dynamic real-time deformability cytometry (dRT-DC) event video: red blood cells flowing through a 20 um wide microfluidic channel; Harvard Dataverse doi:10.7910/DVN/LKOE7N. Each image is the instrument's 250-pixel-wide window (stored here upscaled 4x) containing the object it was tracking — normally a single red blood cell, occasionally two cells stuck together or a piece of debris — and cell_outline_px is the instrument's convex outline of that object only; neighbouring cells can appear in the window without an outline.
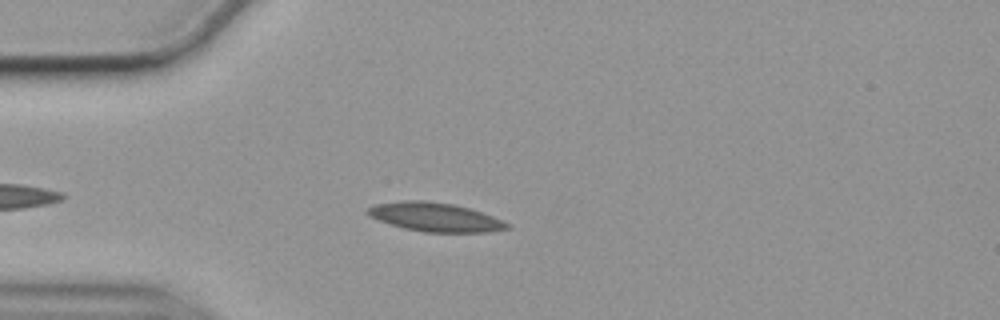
{"species": "common noctule bat (a hibernating species)", "species_latin": "Nyctalus noctula", "temperature_condition": "cold", "stored_images_in_passage": 45, "camera_frame_rate_fps": 3000, "um_per_image_px": 0.085, "animal": {"sex": "female", "body_mass_g": 19.9}, "frame": {"image": 1, "passage_image": 7, "time_ms": 2.0, "image_size_px": [1000, 320], "cell_outline_px": [[512, 228], [488, 232], [424, 232], [404, 228], [368, 216], [364, 212], [368, 208], [376, 204], [404, 200], [420, 200], [452, 204], [468, 208], [492, 216], [512, 224]], "centroid_in_image_um": [37.0, 18.46], "position_along_channel_um": 48.0, "area_um2": 23.29}}
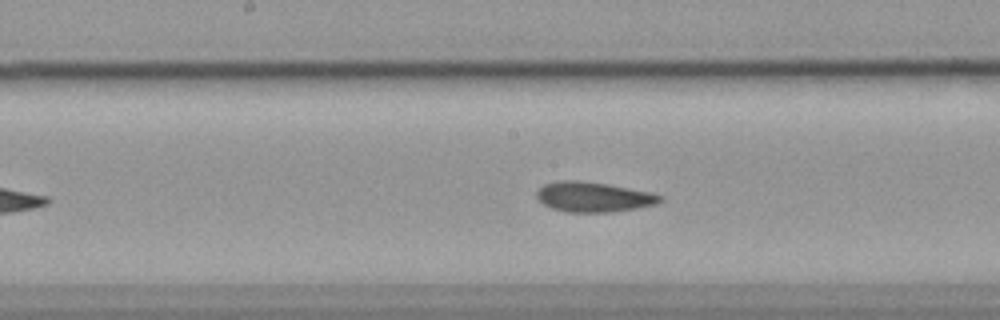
{"frame": {"image": 2, "passage_image": 21, "time_ms": 6.667, "image_size_px": [1000, 320], "cell_outline_px": [[664, 200], [656, 204], [636, 208], [612, 212], [564, 212], [552, 208], [544, 204], [536, 196], [536, 192], [544, 184], [556, 180], [580, 180], [608, 184], [652, 192], [664, 196]], "centroid_in_image_um": [50.47, 16.73], "position_along_channel_um": 197.7, "area_um2": 21.79}}
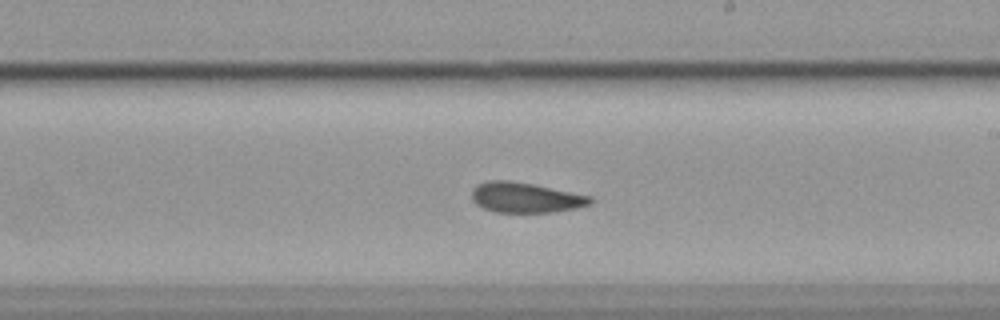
{"frame": {"image": 3, "passage_image": 25, "time_ms": 8.0, "image_size_px": [1000, 320], "cell_outline_px": [[592, 204], [576, 208], [552, 212], [496, 212], [484, 208], [476, 204], [472, 200], [472, 188], [476, 184], [488, 180], [508, 180], [532, 184], [592, 196]], "centroid_in_image_um": [44.65, 16.79], "position_along_channel_um": 244.4, "area_um2": 20.87}, "authors_computed_cell_mechanics": {"area_um2": 21.3282, "velocity_mm_per_s": 3.5194, "shape_relaxation_time_tau1_ms": 7.2763, "shape_relaxation_time_tau2_ms": 2.52, "deformation_change_tau1": 0.1589, "deformation_change_tau2": 0.074}}